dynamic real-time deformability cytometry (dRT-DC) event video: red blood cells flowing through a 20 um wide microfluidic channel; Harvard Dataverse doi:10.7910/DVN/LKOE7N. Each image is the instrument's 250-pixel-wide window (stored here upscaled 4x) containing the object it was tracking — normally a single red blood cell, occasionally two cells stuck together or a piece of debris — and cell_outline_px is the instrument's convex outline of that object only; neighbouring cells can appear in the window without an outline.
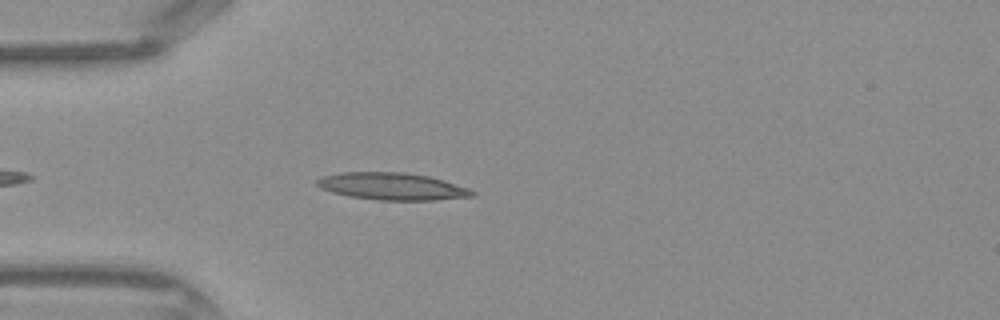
{"species": "Egyptian fruit bat (a non-hibernating species)", "species_latin": "Rousettus aegyptiacus", "temperature_condition": "warm", "stored_images_in_passage": 33, "camera_frame_rate_fps": 3000, "um_per_image_px": 0.085, "frame": {"image": 1, "passage_image": 4, "time_ms": 1.0, "image_size_px": [1000, 320], "cell_outline_px": [[476, 196], [436, 200], [380, 200], [348, 196], [332, 192], [320, 188], [316, 184], [316, 180], [320, 176], [340, 172], [404, 172], [428, 176], [444, 180], [468, 188], [476, 192]], "centroid_in_image_um": [33.32, 15.84], "position_along_channel_um": 51.7, "area_um2": 24.74}}
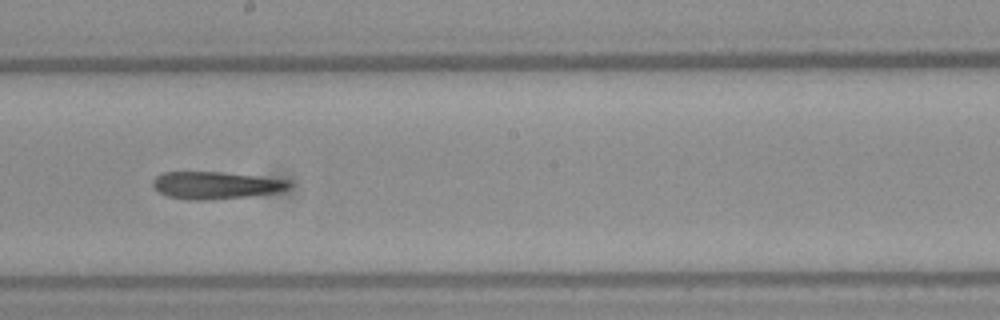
{"frame": {"image": 2, "passage_image": 16, "time_ms": 5.0, "image_size_px": [1000, 320], "cell_outline_px": [[292, 184], [288, 188], [276, 192], [248, 196], [208, 200], [188, 200], [168, 196], [160, 192], [152, 184], [152, 180], [156, 176], [164, 172], [220, 172], [256, 176], [288, 180]], "centroid_in_image_um": [18.31, 15.75], "position_along_channel_um": 229.9, "area_um2": 21.44}}
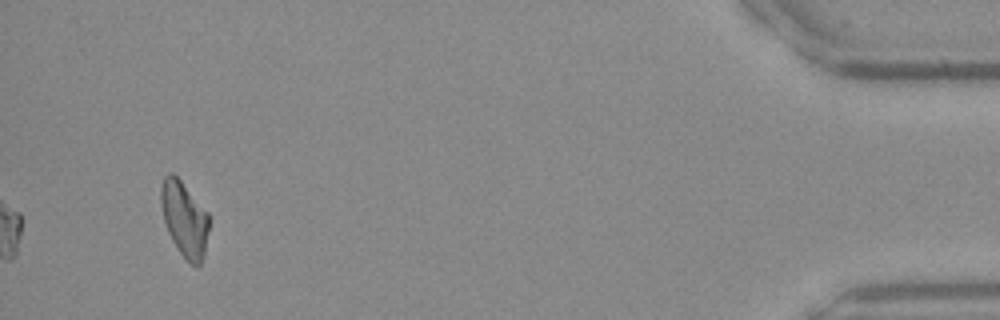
{"frame": {"image": 3, "passage_image": 33, "time_ms": 10.667, "image_size_px": [1000, 320], "cell_outline_px": [[208, 228], [204, 256], [200, 264], [196, 268], [180, 252], [172, 240], [168, 232], [164, 220], [160, 204], [160, 188], [164, 176], [168, 172], [172, 172], [180, 180], [208, 212]], "centroid_in_image_um": [15.66, 18.59], "position_along_channel_um": 419.5, "area_um2": 20.87}}